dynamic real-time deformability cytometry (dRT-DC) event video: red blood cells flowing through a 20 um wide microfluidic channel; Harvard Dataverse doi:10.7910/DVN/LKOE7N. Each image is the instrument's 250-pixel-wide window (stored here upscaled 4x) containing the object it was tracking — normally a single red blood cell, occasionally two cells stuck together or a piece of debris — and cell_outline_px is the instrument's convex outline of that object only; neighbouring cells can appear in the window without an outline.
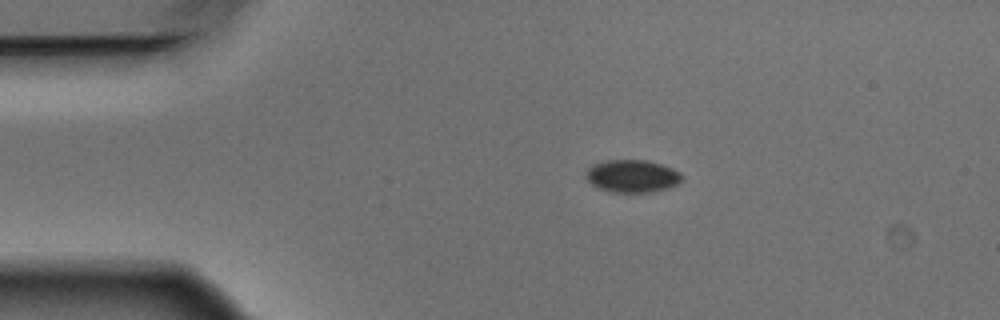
{"species": "Egyptian fruit bat (a non-hibernating species)", "species_latin": "Rousettus aegyptiacus", "temperature_condition": "warm", "stored_images_in_passage": 2, "camera_frame_rate_fps": 3000, "um_per_image_px": 0.085, "animal": {"sex": "male"}, "frame": {"image": 1, "passage_image": 1, "time_ms": 0.0, "image_size_px": [1000, 320], "cell_outline_px": [[684, 176], [676, 184], [652, 192], [612, 192], [600, 188], [592, 184], [584, 176], [588, 168], [592, 164], [604, 160], [648, 160], [672, 168], [680, 172]], "centroid_in_image_um": [53.71, 14.95], "position_along_channel_um": 31.3, "area_um2": 18.15}}